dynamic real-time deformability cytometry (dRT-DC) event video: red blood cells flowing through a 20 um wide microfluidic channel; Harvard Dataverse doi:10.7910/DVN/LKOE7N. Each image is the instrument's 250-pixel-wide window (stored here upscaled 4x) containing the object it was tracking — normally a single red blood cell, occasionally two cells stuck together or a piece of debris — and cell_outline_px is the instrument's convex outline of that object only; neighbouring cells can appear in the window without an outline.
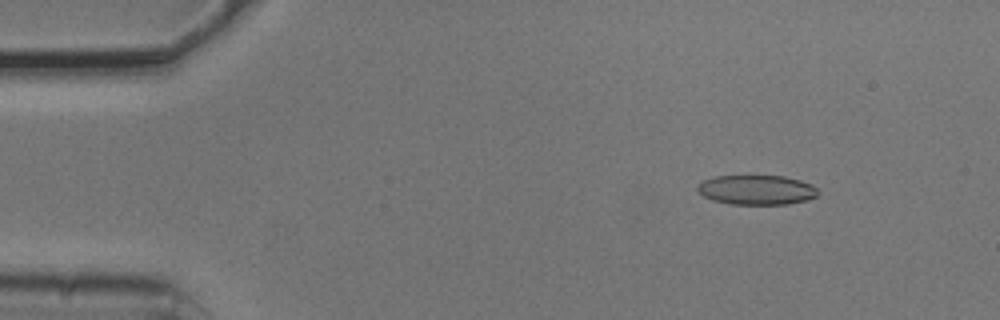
{"species": "common noctule bat (a hibernating species)", "species_latin": "Nyctalus noctula", "temperature_condition": "cold", "stored_images_in_passage": 5, "camera_frame_rate_fps": 3000, "um_per_image_px": 0.085, "animal": {"sex": "male", "body_mass_g": 20.5, "forearm_length_mm": 52.5}, "frame": {"image": 1, "passage_image": 1, "time_ms": 0.0, "image_size_px": [1000, 320], "cell_outline_px": [[816, 196], [804, 200], [788, 204], [732, 204], [712, 200], [704, 196], [696, 188], [704, 180], [716, 176], [784, 176], [800, 180], [812, 184], [816, 188]], "centroid_in_image_um": [64.31, 16.14], "position_along_channel_um": 20.7, "area_um2": 20.52}}
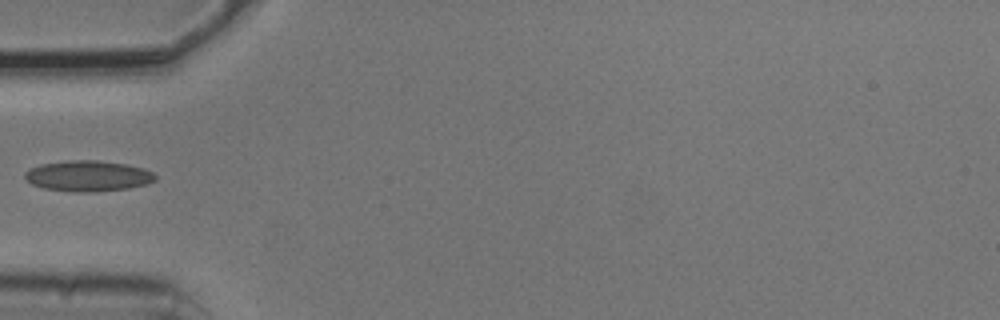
{"frame": {"image": 2, "passage_image": 4, "time_ms": 1.0, "image_size_px": [1000, 320], "cell_outline_px": [[156, 180], [144, 184], [128, 188], [92, 192], [72, 192], [44, 188], [32, 184], [24, 180], [24, 172], [40, 164], [72, 160], [96, 160], [128, 164], [144, 168], [152, 172], [156, 176]], "centroid_in_image_um": [7.46, 14.95], "position_along_channel_um": 77.5, "area_um2": 23.41}}
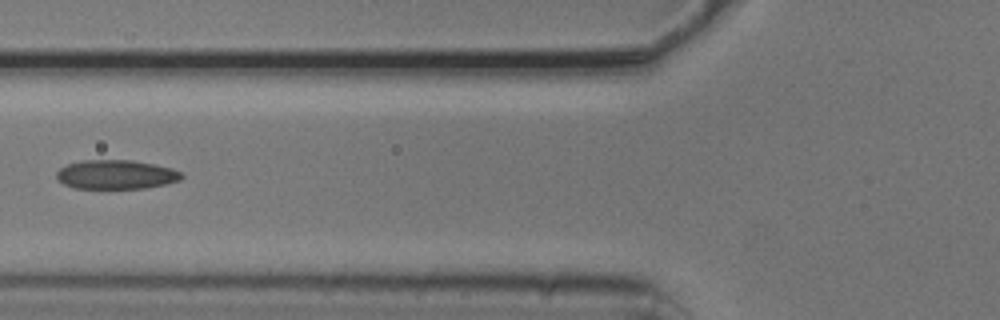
{"frame": {"image": 3, "passage_image": 5, "time_ms": 1.333, "image_size_px": [1000, 320], "cell_outline_px": [[184, 176], [180, 180], [164, 184], [144, 188], [72, 188], [56, 180], [56, 172], [60, 168], [68, 164], [84, 160], [132, 160], [172, 168], [180, 172]], "centroid_in_image_um": [9.83, 14.84], "position_along_channel_um": 116.0, "area_um2": 21.15}}